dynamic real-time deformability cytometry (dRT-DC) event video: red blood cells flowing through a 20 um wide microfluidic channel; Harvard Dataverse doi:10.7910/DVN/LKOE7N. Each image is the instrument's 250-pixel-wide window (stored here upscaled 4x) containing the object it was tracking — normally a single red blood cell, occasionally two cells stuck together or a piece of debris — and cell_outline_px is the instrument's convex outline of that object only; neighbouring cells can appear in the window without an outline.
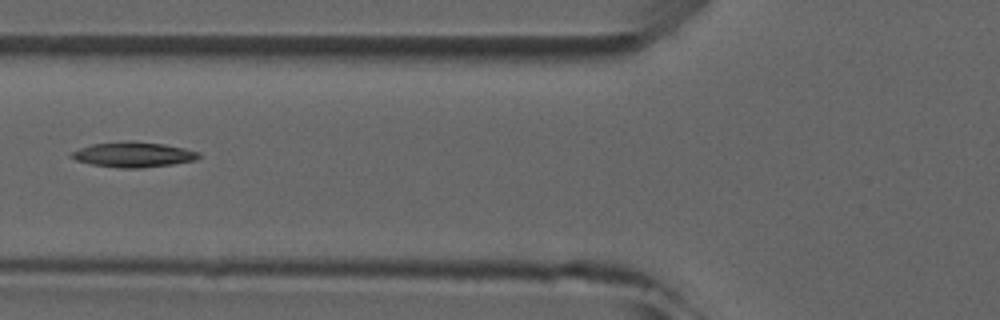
{"species": "common noctule bat (a hibernating species)", "species_latin": "Nyctalus noctula", "temperature_condition": "room temperature", "stored_images_in_passage": 3, "camera_frame_rate_fps": 3000, "um_per_image_px": 0.085, "animal": {"sex": "male", "forearm_length_mm": 52.5}, "frame": {"image": 1, "passage_image": 3, "time_ms": 3.0, "image_size_px": [1000, 320], "cell_outline_px": [[200, 156], [196, 160], [172, 164], [140, 168], [120, 168], [92, 164], [76, 160], [68, 156], [72, 152], [80, 148], [92, 144], [128, 140], [164, 144], [184, 148], [200, 152]], "centroid_in_image_um": [11.33, 13.13], "position_along_channel_um": 114.5, "area_um2": 18.67}}